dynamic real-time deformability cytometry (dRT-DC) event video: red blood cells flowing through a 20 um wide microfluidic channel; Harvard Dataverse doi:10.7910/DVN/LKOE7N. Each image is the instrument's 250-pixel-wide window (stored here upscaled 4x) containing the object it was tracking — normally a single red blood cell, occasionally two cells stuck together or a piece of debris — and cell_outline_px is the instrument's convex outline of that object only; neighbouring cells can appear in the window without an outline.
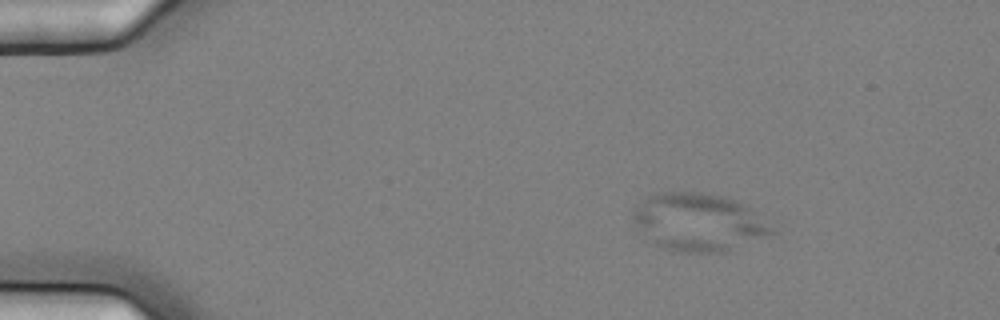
{"species": "common noctule bat (a hibernating species)", "species_latin": "Nyctalus noctula", "temperature_condition": "cold", "stored_images_in_passage": 6, "camera_frame_rate_fps": 3000, "um_per_image_px": 0.085, "animal": {"sex": "female", "body_mass_g": 25.1}, "frame": {"image": 1, "passage_image": 4, "time_ms": 1.0, "image_size_px": [1000, 320], "cell_outline_px": [[780, 232], [724, 252], [680, 252], [656, 244], [636, 224], [632, 212], [632, 208], [636, 204], [648, 196], [656, 192], [700, 192], [720, 196], [736, 200], [748, 208]], "centroid_in_image_um": [59.4, 18.87], "position_along_channel_um": 25.6, "area_um2": 46.12}}
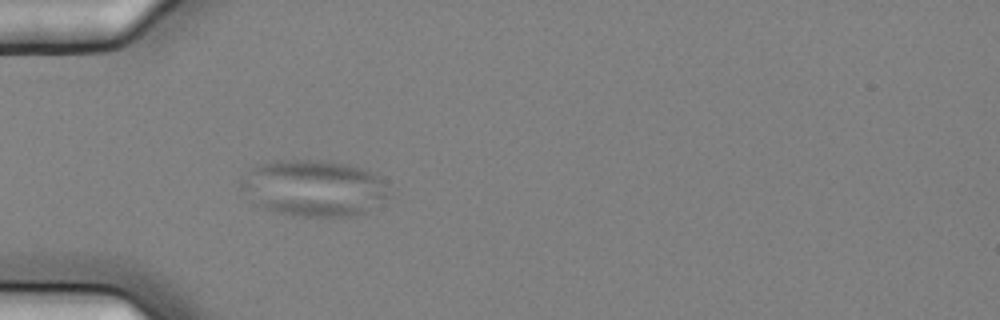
{"frame": {"image": 2, "passage_image": 6, "time_ms": 1.667, "image_size_px": [1000, 320], "cell_outline_px": [[392, 196], [364, 212], [348, 216], [304, 216], [276, 212], [264, 208], [256, 204], [240, 188], [240, 180], [252, 168], [260, 164], [276, 160], [324, 160], [348, 164], [360, 168], [376, 176], [380, 180]], "centroid_in_image_um": [26.64, 15.98], "position_along_channel_um": 58.4, "area_um2": 48.03}}